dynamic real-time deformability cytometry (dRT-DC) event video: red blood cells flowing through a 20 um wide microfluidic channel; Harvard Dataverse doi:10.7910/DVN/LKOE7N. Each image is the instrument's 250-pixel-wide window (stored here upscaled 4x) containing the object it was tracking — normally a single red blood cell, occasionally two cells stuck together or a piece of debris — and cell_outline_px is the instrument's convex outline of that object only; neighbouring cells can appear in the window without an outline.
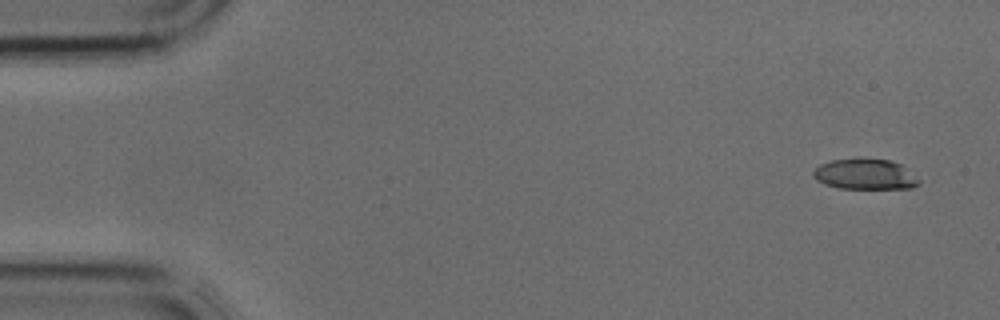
{"species": "common noctule bat (a hibernating species)", "species_latin": "Nyctalus noctula", "temperature_condition": "cold", "stored_images_in_passage": 5, "segment_of_instrument_passage": [1, 2], "camera_frame_rate_fps": 3000, "um_per_image_px": 0.085, "animal": {"sex": "male", "body_mass_g": 17.9, "forearm_length_mm": 54.2}, "frame": {"image": 1, "passage_image": 1, "time_ms": 0.0, "image_size_px": [1000, 320], "cell_outline_px": [[920, 184], [912, 188], [840, 188], [824, 184], [816, 180], [812, 176], [812, 172], [820, 164], [832, 160], [888, 160], [900, 164], [920, 180]], "centroid_in_image_um": [73.51, 14.84], "position_along_channel_um": 11.5, "area_um2": 18.32}}